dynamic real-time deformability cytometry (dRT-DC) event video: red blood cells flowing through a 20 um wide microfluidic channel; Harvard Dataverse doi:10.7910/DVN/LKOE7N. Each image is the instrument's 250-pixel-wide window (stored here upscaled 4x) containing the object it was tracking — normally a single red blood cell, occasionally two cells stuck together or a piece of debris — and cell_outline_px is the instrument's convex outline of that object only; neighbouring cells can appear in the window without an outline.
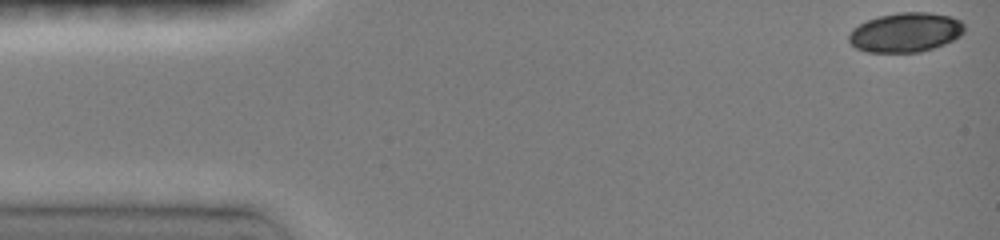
{"species": "common noctule bat (a hibernating species)", "species_latin": "Nyctalus noctula", "temperature_condition": "room temperature", "stored_images_in_passage": 43, "camera_frame_rate_fps": 3000, "um_per_image_px": 0.085, "animal": {"sex": "female", "body_mass_g": 19.0, "forearm_length_mm": 51.5}, "frame": {"image": 1, "passage_image": 1, "time_ms": 0.0, "image_size_px": [1000, 240], "cell_outline_px": [[964, 32], [960, 36], [944, 44], [920, 52], [868, 52], [856, 48], [848, 40], [848, 36], [852, 28], [868, 20], [880, 16], [900, 12], [928, 12], [952, 16], [960, 20], [964, 24]], "centroid_in_image_um": [76.98, 2.75], "position_along_channel_um": 8.0, "area_um2": 26.53}}
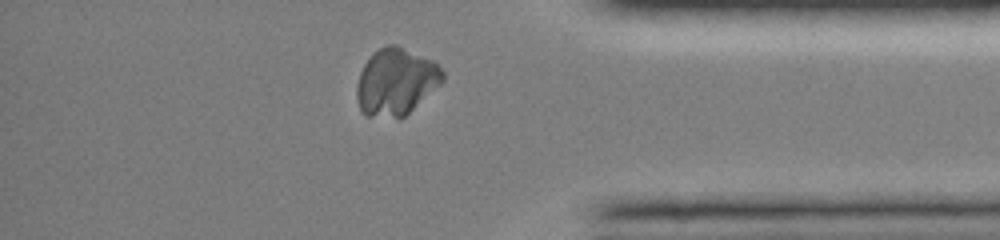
{"frame": {"image": 2, "passage_image": 39, "time_ms": 12.667, "image_size_px": [1000, 240], "cell_outline_px": [[444, 80], [440, 84], [400, 120], [364, 116], [360, 112], [356, 96], [356, 88], [360, 72], [364, 64], [380, 48], [388, 44], [396, 44], [432, 60], [444, 72]], "centroid_in_image_um": [33.63, 7.0], "position_along_channel_um": 401.6, "area_um2": 33.64}}